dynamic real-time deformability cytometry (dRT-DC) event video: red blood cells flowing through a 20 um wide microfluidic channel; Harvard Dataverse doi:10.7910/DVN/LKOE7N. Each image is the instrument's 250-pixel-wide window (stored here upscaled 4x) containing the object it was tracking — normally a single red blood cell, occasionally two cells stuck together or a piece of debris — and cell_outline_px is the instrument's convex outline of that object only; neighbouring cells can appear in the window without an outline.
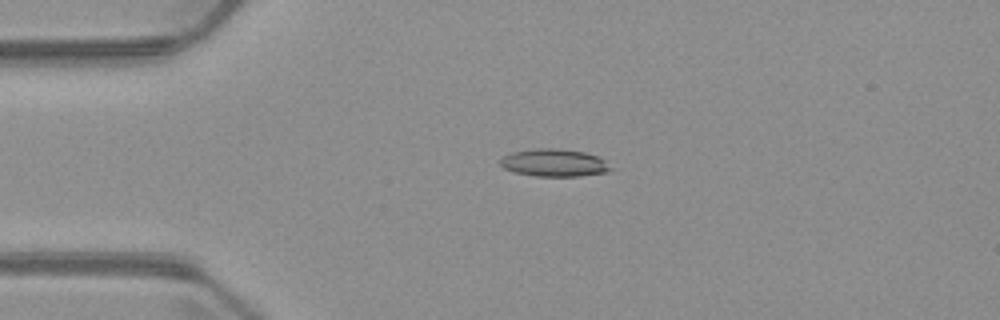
{"species": "common noctule bat (a hibernating species)", "species_latin": "Nyctalus noctula", "temperature_condition": "warm", "stored_images_in_passage": 4, "camera_frame_rate_fps": 3000, "um_per_image_px": 0.085, "animal": {"sex": "male", "body_mass_g": 23.1, "forearm_length_mm": 52.7}, "frame": {"image": 1, "passage_image": 3, "time_ms": 2.333, "image_size_px": [1000, 320], "cell_outline_px": [[612, 168], [608, 172], [580, 176], [536, 176], [516, 172], [504, 168], [500, 164], [500, 160], [504, 156], [512, 152], [536, 148], [556, 148], [584, 152], [600, 156]], "centroid_in_image_um": [47.13, 13.83], "position_along_channel_um": 37.9, "area_um2": 17.69}}